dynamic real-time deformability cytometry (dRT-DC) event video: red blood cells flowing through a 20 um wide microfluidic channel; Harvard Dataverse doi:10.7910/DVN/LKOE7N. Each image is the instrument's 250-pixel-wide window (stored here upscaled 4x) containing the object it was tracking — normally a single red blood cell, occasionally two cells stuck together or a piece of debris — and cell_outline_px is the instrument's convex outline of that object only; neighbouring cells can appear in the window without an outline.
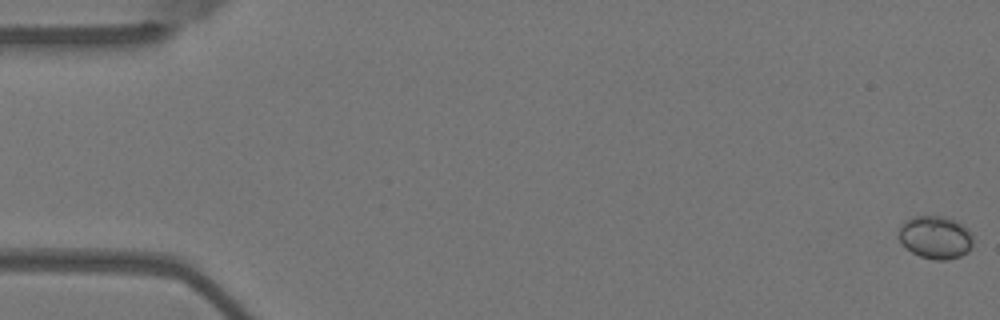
{"species": "Egyptian fruit bat (a non-hibernating species)", "species_latin": "Rousettus aegyptiacus", "temperature_condition": "warm", "stored_images_in_passage": 57, "camera_frame_rate_fps": 3000, "um_per_image_px": 0.085, "animal": {"sex": "female"}, "frame": {"image": 1, "passage_image": 1, "time_ms": 0.0, "image_size_px": [1000, 320], "cell_outline_px": [[972, 244], [968, 252], [960, 256], [948, 260], [936, 260], [920, 256], [912, 252], [896, 236], [900, 224], [904, 220], [912, 216], [944, 216], [956, 220], [968, 228], [972, 236]], "centroid_in_image_um": [79.49, 20.15], "position_along_channel_um": 5.5, "area_um2": 18.84}}
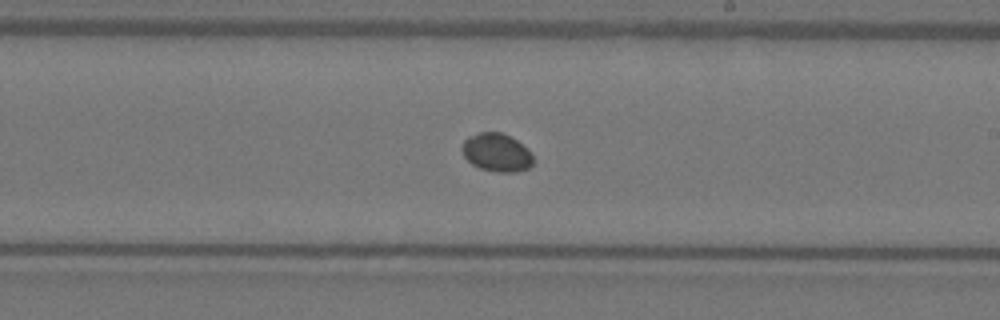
{"frame": {"image": 2, "passage_image": 33, "time_ms": 10.667, "image_size_px": [1000, 320], "cell_outline_px": [[532, 164], [528, 168], [516, 172], [496, 172], [480, 168], [472, 164], [464, 156], [464, 140], [468, 136], [480, 132], [500, 132], [516, 140], [528, 148], [532, 156]], "centroid_in_image_um": [42.23, 12.97], "position_along_channel_um": 246.8, "area_um2": 15.61}}
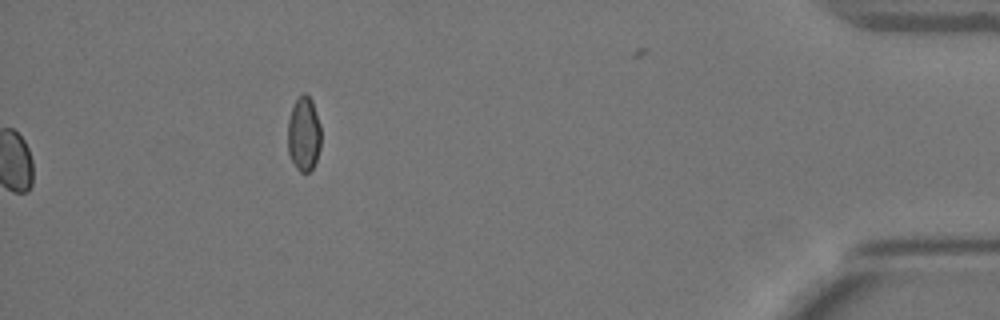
{"frame": {"image": 3, "passage_image": 57, "time_ms": 18.667, "image_size_px": [1000, 320], "cell_outline_px": [[320, 148], [316, 160], [312, 168], [308, 172], [300, 172], [296, 168], [288, 152], [288, 120], [292, 108], [296, 100], [304, 92], [312, 100], [320, 124]], "centroid_in_image_um": [25.82, 11.39], "position_along_channel_um": 409.4, "area_um2": 14.33}}